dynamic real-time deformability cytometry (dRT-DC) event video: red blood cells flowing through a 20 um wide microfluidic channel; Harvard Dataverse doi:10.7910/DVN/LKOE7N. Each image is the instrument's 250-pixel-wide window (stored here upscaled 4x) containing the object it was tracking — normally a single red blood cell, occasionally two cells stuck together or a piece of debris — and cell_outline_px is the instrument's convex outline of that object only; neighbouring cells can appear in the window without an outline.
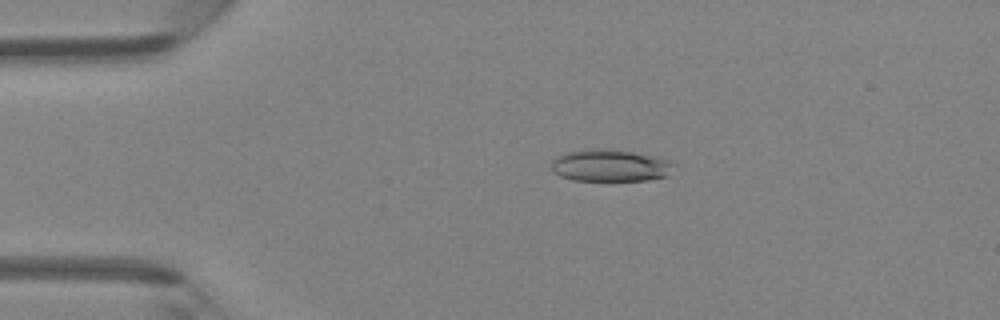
{"species": "Egyptian fruit bat (a non-hibernating species)", "species_latin": "Rousettus aegyptiacus", "temperature_condition": "room temperature", "stored_images_in_passage": 47, "camera_frame_rate_fps": 3000, "um_per_image_px": 0.085, "animal": {"sex": "female"}, "frame": {"image": 1, "passage_image": 10, "time_ms": 3.0, "image_size_px": [1000, 320], "cell_outline_px": [[676, 164], [668, 176], [648, 180], [572, 180], [560, 176], [552, 172], [552, 160], [556, 156], [568, 152], [632, 152], [672, 160]], "centroid_in_image_um": [51.93, 14.13], "position_along_channel_um": 33.1, "area_um2": 21.91}}
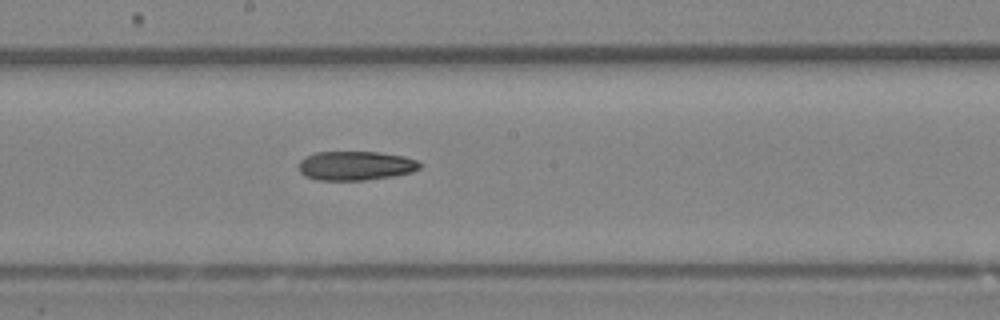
{"frame": {"image": 2, "passage_image": 26, "time_ms": 8.333, "image_size_px": [1000, 320], "cell_outline_px": [[424, 164], [420, 168], [412, 172], [392, 176], [364, 180], [316, 180], [304, 176], [300, 172], [296, 164], [304, 156], [316, 152], [380, 152], [404, 156], [416, 160]], "centroid_in_image_um": [30.19, 14.08], "position_along_channel_um": 218.0, "area_um2": 20.87}}
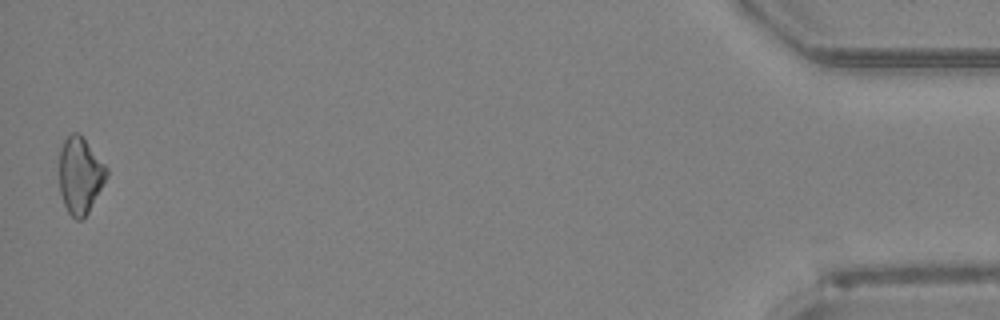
{"frame": {"image": 3, "passage_image": 47, "time_ms": 15.333, "image_size_px": [1000, 320], "cell_outline_px": [[108, 176], [84, 220], [76, 220], [68, 212], [64, 204], [60, 192], [60, 148], [64, 140], [72, 132], [80, 132], [108, 168]], "centroid_in_image_um": [6.82, 14.9], "position_along_channel_um": 428.4, "area_um2": 21.27}}